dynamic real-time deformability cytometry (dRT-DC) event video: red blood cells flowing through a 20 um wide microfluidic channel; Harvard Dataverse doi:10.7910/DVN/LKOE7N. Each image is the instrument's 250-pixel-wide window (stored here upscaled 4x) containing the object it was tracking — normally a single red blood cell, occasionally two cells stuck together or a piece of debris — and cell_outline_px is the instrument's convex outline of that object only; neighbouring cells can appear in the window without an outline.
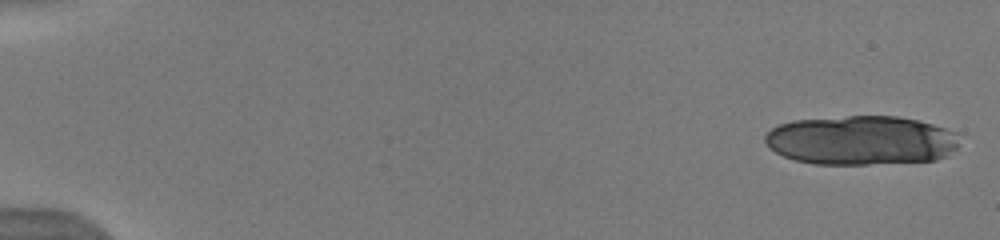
{"species": "human", "species_latin": "Homo sapiens", "temperature_condition": "warm", "stored_images_in_passage": 32, "camera_frame_rate_fps": 3000, "um_per_image_px": 0.085, "donor": {"sex": "male"}, "frame": {"image": 1, "passage_image": 1, "time_ms": 0.0, "image_size_px": [1000, 240], "cell_outline_px": [[956, 148], [948, 156], [936, 160], [868, 164], [812, 164], [792, 160], [768, 148], [764, 140], [764, 136], [772, 128], [780, 124], [792, 120], [848, 116], [896, 116], [920, 120], [956, 132]], "centroid_in_image_um": [73.16, 11.93], "position_along_channel_um": 11.8, "area_um2": 56.01}}
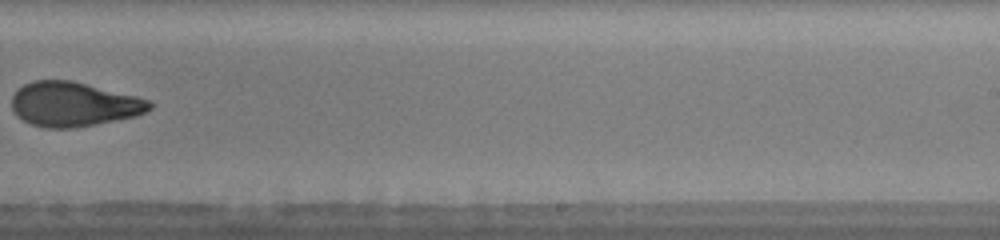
{"frame": {"image": 2, "passage_image": 22, "time_ms": 11.333, "image_size_px": [1000, 240], "cell_outline_px": [[156, 104], [152, 108], [136, 116], [96, 124], [72, 128], [44, 128], [32, 124], [16, 116], [12, 108], [12, 96], [24, 84], [32, 80], [72, 80], [136, 96], [148, 100]], "centroid_in_image_um": [6.26, 8.86], "position_along_channel_um": 282.7, "area_um2": 35.72}, "authors_computed_cell_mechanics": {"area_um2": 37.4544, "velocity_mm_per_s": 4.0087, "shape_relaxation_time_tau1_ms": 7.5846, "shape_relaxation_time_tau2_ms": 2.0015, "deformation_change_tau1": 0.2181, "deformation_change_tau2": 0.0843}}